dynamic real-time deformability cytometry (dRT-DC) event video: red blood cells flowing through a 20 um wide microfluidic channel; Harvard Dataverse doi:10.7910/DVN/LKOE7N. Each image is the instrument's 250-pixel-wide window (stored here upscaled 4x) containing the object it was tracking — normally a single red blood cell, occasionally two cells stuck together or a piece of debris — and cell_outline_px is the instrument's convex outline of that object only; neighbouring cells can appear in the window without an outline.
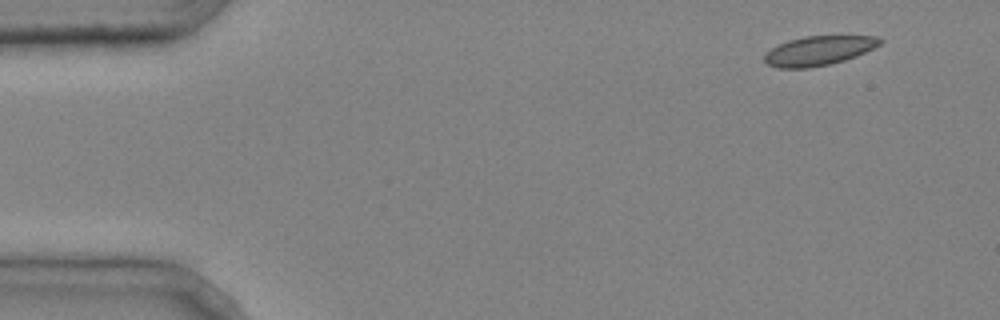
{"species": "common noctule bat (a hibernating species)", "species_latin": "Nyctalus noctula", "temperature_condition": "cold", "stored_images_in_passage": 4, "camera_frame_rate_fps": 3000, "um_per_image_px": 0.085, "animal": {"sex": "male", "body_mass_g": 20.4}, "frame": {"image": 1, "passage_image": 1, "time_ms": 0.0, "image_size_px": [1000, 320], "cell_outline_px": [[884, 40], [880, 44], [856, 56], [844, 60], [828, 64], [808, 68], [780, 68], [768, 64], [764, 60], [764, 56], [772, 48], [788, 40], [804, 36], [876, 36]], "centroid_in_image_um": [69.59, 4.3], "position_along_channel_um": 15.4, "area_um2": 19.48}}
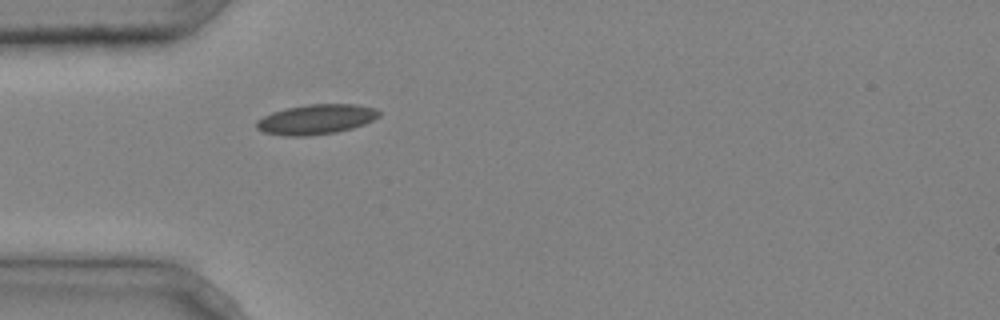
{"frame": {"image": 2, "passage_image": 4, "time_ms": 1.0, "image_size_px": [1000, 320], "cell_outline_px": [[380, 116], [364, 124], [352, 128], [336, 132], [308, 136], [284, 136], [264, 132], [256, 128], [256, 120], [272, 112], [288, 108], [308, 104], [356, 104], [376, 108], [380, 112]], "centroid_in_image_um": [26.87, 10.14], "position_along_channel_um": 58.1, "area_um2": 21.39}}